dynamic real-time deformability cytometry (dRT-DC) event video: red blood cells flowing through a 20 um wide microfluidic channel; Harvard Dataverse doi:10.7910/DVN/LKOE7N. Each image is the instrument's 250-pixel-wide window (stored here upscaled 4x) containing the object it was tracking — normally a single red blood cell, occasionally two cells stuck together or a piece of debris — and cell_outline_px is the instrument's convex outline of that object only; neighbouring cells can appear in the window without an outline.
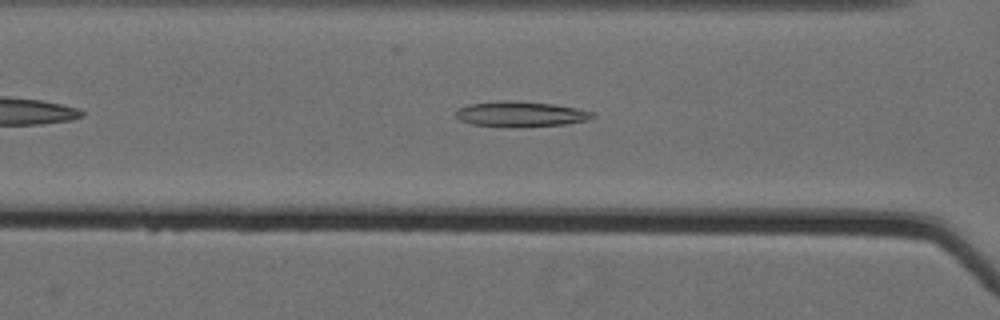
{"species": "Egyptian fruit bat (a non-hibernating species)", "species_latin": "Rousettus aegyptiacus", "temperature_condition": "cold", "stored_images_in_passage": 41, "camera_frame_rate_fps": 3000, "um_per_image_px": 0.085, "animal": {"sex": "female"}, "frame": {"image": 1, "passage_image": 10, "time_ms": 3.0, "image_size_px": [1000, 320], "cell_outline_px": [[596, 116], [588, 120], [564, 124], [516, 128], [472, 124], [460, 120], [456, 116], [456, 112], [460, 108], [468, 104], [504, 100], [516, 100], [552, 104], [576, 108], [592, 112]], "centroid_in_image_um": [44.25, 9.7], "position_along_channel_um": 122.3, "area_um2": 20.29}}
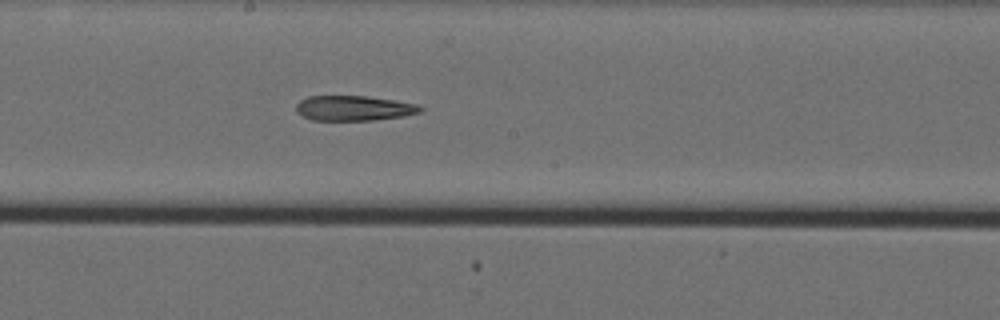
{"frame": {"image": 2, "passage_image": 18, "time_ms": 5.667, "image_size_px": [1000, 320], "cell_outline_px": [[424, 108], [420, 112], [404, 116], [372, 120], [312, 120], [300, 116], [296, 112], [296, 104], [300, 100], [308, 96], [368, 96], [396, 100], [416, 104]], "centroid_in_image_um": [30.05, 9.19], "position_along_channel_um": 218.2, "area_um2": 18.26}}
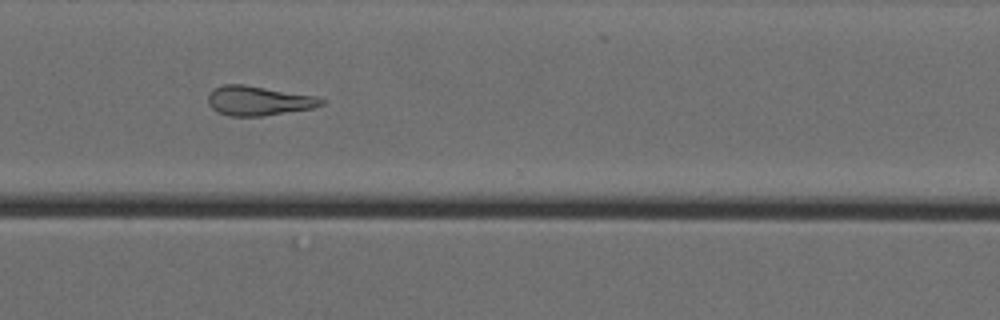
{"frame": {"image": 3, "passage_image": 29, "time_ms": 9.333, "image_size_px": [1000, 320], "cell_outline_px": [[328, 100], [324, 104], [312, 108], [264, 116], [232, 116], [220, 112], [212, 108], [208, 104], [208, 92], [212, 88], [224, 84], [244, 84], [316, 96]], "centroid_in_image_um": [21.98, 8.55], "position_along_channel_um": 348.6, "area_um2": 19.59}, "authors_computed_cell_mechanics": {"area_um2": 19.5364, "velocity_mm_per_s": 3.5739, "shape_relaxation_time_tau1_ms": null, "shape_relaxation_time_tau2_ms": 10.0122, "deformation_change_tau1": null, "deformation_change_tau2": 0.2473}}